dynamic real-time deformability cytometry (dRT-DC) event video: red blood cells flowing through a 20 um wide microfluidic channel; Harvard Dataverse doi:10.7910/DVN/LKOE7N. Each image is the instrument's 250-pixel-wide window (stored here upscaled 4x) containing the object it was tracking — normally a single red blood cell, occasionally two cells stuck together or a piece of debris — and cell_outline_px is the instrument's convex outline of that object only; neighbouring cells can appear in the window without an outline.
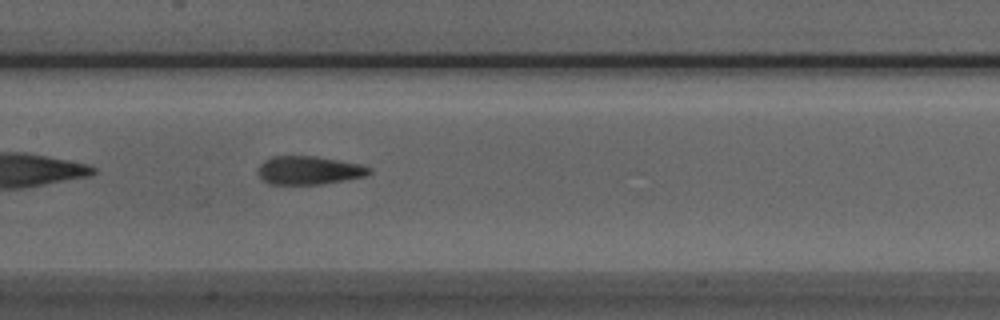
{"species": "Egyptian fruit bat (a non-hibernating species)", "species_latin": "Rousettus aegyptiacus", "temperature_condition": "room temperature", "stored_images_in_passage": 36, "camera_frame_rate_fps": 3000, "um_per_image_px": 0.085, "animal": {"sex": "male"}, "frame": {"image": 1, "passage_image": 9, "time_ms": 2.667, "image_size_px": [1000, 320], "cell_outline_px": [[372, 172], [364, 176], [344, 180], [320, 184], [268, 184], [260, 176], [260, 164], [264, 160], [272, 156], [316, 156], [360, 164], [372, 168]], "centroid_in_image_um": [26.28, 14.47], "position_along_channel_um": 181.1, "area_um2": 18.21}}
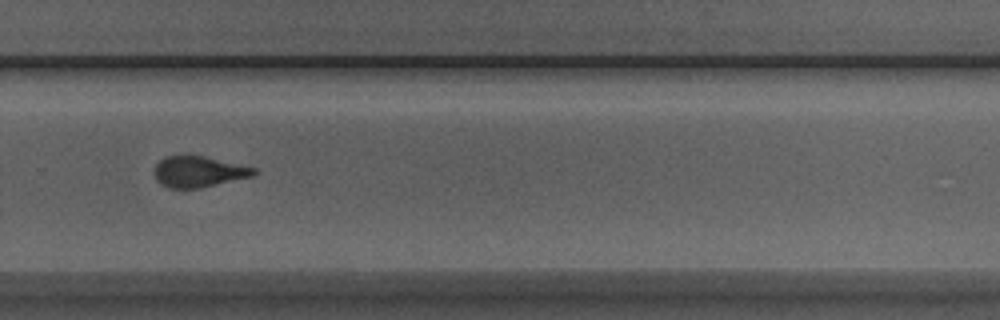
{"frame": {"image": 2, "passage_image": 19, "time_ms": 6.0, "image_size_px": [1000, 320], "cell_outline_px": [[256, 176], [200, 188], [168, 188], [160, 184], [156, 180], [152, 172], [156, 164], [164, 156], [204, 156], [256, 168]], "centroid_in_image_um": [16.87, 14.61], "position_along_channel_um": 312.9, "area_um2": 18.15}}
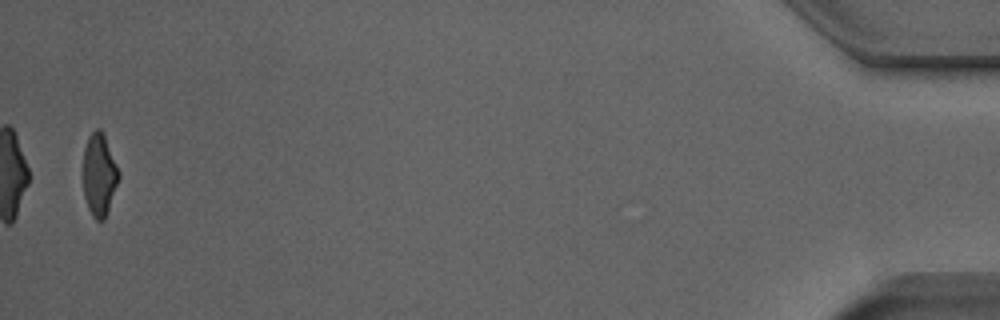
{"frame": {"image": 3, "passage_image": 35, "time_ms": 11.333, "image_size_px": [1000, 320], "cell_outline_px": [[120, 176], [108, 212], [104, 220], [96, 220], [92, 216], [88, 208], [84, 196], [84, 148], [88, 136], [96, 128], [100, 128], [104, 136], [120, 172]], "centroid_in_image_um": [8.44, 14.88], "position_along_channel_um": 426.8, "area_um2": 16.99}}